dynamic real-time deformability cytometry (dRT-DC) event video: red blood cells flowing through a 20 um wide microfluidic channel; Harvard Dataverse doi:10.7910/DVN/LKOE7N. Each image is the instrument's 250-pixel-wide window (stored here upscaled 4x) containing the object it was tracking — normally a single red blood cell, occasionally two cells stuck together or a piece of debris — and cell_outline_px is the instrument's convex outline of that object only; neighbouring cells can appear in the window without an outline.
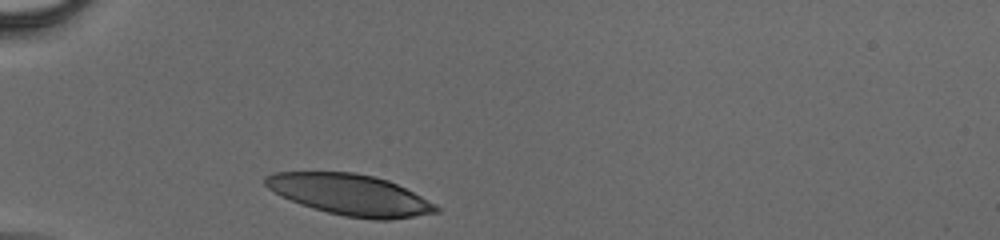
{"species": "human", "species_latin": "Homo sapiens", "temperature_condition": "cold", "stored_images_in_passage": 30, "camera_frame_rate_fps": 3000, "um_per_image_px": 0.085, "donor": {"sex": "male"}, "frame": {"image": 1, "passage_image": 1, "time_ms": 0.0, "image_size_px": [1000, 240], "cell_outline_px": [[440, 212], [388, 220], [372, 220], [344, 216], [312, 208], [300, 204], [268, 188], [264, 184], [264, 176], [276, 172], [352, 172], [372, 176], [388, 180], [436, 204], [440, 208]], "centroid_in_image_um": [29.77, 16.56], "position_along_channel_um": 55.2, "area_um2": 40.46}}
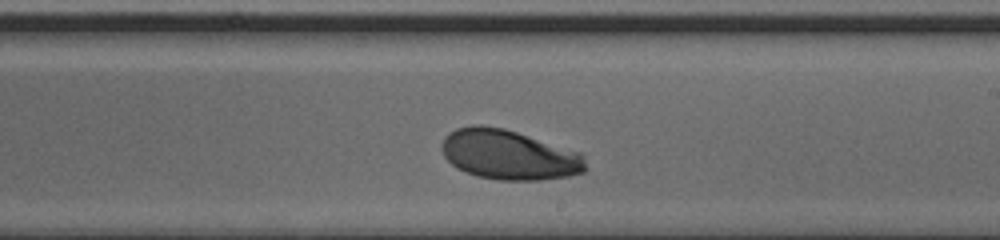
{"frame": {"image": 2, "passage_image": 18, "time_ms": 5.667, "image_size_px": [1000, 240], "cell_outline_px": [[584, 172], [568, 176], [540, 180], [500, 180], [476, 176], [456, 168], [444, 156], [440, 144], [444, 136], [448, 132], [456, 128], [472, 124], [480, 124], [504, 128], [580, 152], [584, 156]], "centroid_in_image_um": [43.2, 13.14], "position_along_channel_um": 245.8, "area_um2": 41.91}}
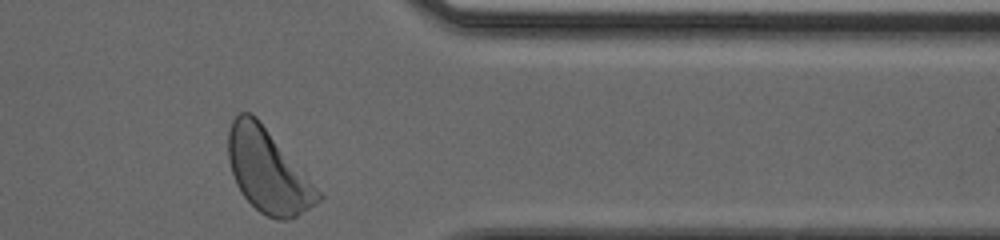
{"frame": {"image": 3, "passage_image": 30, "time_ms": 9.667, "image_size_px": [1000, 240], "cell_outline_px": [[324, 196], [320, 200], [296, 216], [284, 220], [276, 220], [260, 212], [240, 192], [236, 184], [228, 160], [228, 132], [232, 120], [240, 112], [252, 112], [256, 116], [304, 172]], "centroid_in_image_um": [22.74, 14.51], "position_along_channel_um": 388.7, "area_um2": 43.06}}